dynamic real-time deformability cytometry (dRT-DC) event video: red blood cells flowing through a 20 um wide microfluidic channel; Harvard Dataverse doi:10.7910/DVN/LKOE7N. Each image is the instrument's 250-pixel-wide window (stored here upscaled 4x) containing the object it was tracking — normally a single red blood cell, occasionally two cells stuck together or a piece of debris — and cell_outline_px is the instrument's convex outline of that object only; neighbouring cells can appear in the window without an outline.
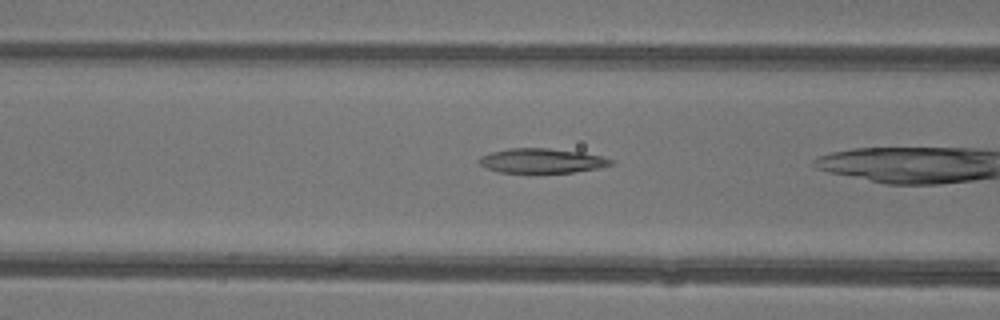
{"species": "common noctule bat (a hibernating species)", "species_latin": "Nyctalus noctula", "temperature_condition": "warm", "stored_images_in_passage": 17, "camera_frame_rate_fps": 3000, "um_per_image_px": 0.085, "animal": {"sex": "female"}, "frame": {"image": 1, "passage_image": 15, "time_ms": 4.667, "image_size_px": [1000, 320], "cell_outline_px": [[612, 164], [596, 168], [572, 172], [500, 172], [488, 168], [480, 164], [480, 156], [492, 152], [508, 148], [548, 148], [580, 152], [600, 156], [612, 160]], "centroid_in_image_um": [46.02, 13.65], "position_along_channel_um": 120.6, "area_um2": 18.38}}